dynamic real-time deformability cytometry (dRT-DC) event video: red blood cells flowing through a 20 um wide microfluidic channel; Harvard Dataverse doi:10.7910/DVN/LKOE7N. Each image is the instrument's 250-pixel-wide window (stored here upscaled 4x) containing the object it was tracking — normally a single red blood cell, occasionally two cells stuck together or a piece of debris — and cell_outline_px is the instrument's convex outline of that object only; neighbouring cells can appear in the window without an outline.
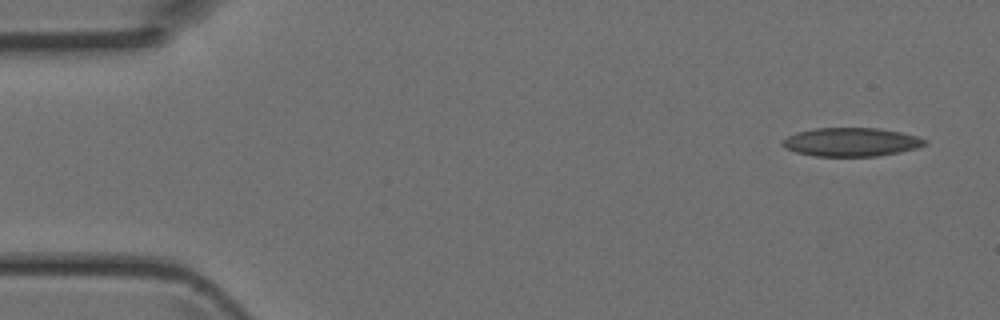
{"species": "Egyptian fruit bat (a non-hibernating species)", "species_latin": "Rousettus aegyptiacus", "temperature_condition": "room temperature", "stored_images_in_passage": 5, "camera_frame_rate_fps": 3000, "um_per_image_px": 0.085, "animal": {"sex": "female"}, "frame": {"image": 1, "passage_image": 1, "time_ms": 0.0, "image_size_px": [1000, 320], "cell_outline_px": [[928, 144], [916, 148], [900, 152], [876, 156], [816, 156], [796, 152], [784, 148], [780, 144], [780, 140], [796, 132], [812, 128], [880, 128], [900, 132], [916, 136], [928, 140]], "centroid_in_image_um": [72.32, 12.07], "position_along_channel_um": 12.7, "area_um2": 23.93}}